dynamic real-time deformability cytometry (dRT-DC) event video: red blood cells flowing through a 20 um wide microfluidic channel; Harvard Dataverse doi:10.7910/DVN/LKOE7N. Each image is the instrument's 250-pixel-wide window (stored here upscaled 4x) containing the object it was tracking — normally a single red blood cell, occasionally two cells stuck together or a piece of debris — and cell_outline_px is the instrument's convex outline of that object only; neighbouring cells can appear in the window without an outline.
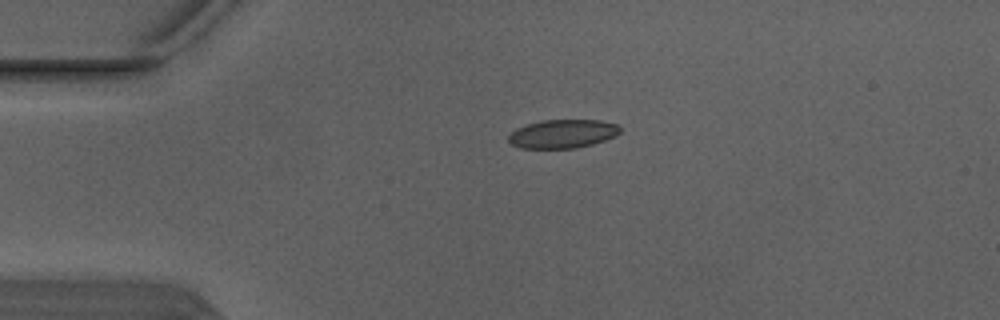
{"species": "Egyptian fruit bat (a non-hibernating species)", "species_latin": "Rousettus aegyptiacus", "temperature_condition": "warm", "stored_images_in_passage": 5, "camera_frame_rate_fps": 3000, "um_per_image_px": 0.085, "animal": {"sex": "male"}, "frame": {"image": 1, "passage_image": 5, "time_ms": 1.333, "image_size_px": [1000, 320], "cell_outline_px": [[620, 132], [616, 136], [592, 144], [576, 148], [520, 148], [512, 144], [508, 140], [508, 136], [516, 128], [540, 120], [600, 120], [620, 124]], "centroid_in_image_um": [47.85, 11.36], "position_along_channel_um": 37.2, "area_um2": 18.67}}